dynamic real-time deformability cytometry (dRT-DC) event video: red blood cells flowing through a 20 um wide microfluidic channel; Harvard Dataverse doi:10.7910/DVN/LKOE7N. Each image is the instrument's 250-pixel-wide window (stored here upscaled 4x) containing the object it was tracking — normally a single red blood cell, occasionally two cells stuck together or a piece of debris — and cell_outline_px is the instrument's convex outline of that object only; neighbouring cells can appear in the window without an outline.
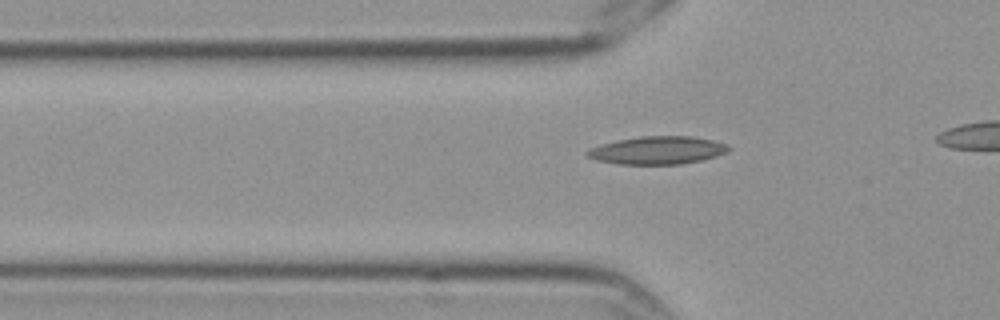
{"species": "Egyptian fruit bat (a non-hibernating species)", "species_latin": "Rousettus aegyptiacus", "temperature_condition": "cold", "stored_images_in_passage": 7, "segment_of_instrument_passage": [2, 2], "camera_frame_rate_fps": 3000, "um_per_image_px": 0.085, "frame": {"image": 1, "passage_image": 7, "time_ms": 2.0, "image_size_px": [1000, 320], "cell_outline_px": [[732, 148], [728, 152], [716, 156], [700, 160], [680, 164], [620, 164], [596, 160], [588, 156], [584, 152], [588, 148], [616, 140], [640, 136], [692, 136], [712, 140], [728, 144]], "centroid_in_image_um": [55.89, 12.77], "position_along_channel_um": 69.9, "area_um2": 23.06}}